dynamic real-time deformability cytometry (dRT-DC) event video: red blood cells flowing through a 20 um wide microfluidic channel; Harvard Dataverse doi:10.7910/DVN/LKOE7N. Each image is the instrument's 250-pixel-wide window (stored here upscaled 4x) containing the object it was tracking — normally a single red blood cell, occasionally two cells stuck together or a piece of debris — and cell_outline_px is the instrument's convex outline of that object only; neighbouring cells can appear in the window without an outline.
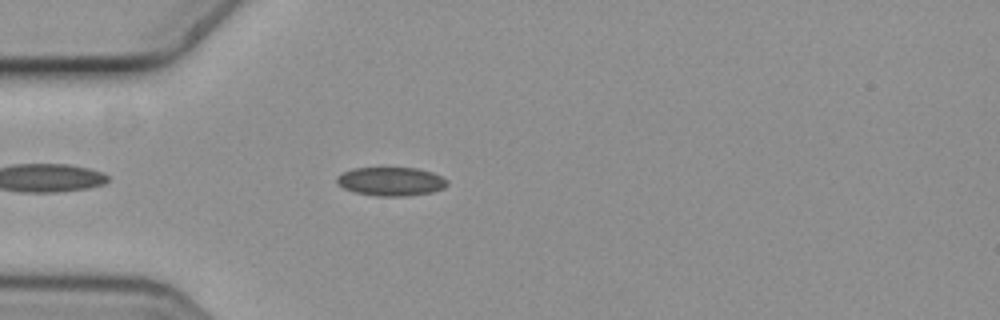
{"species": "common noctule bat (a hibernating species)", "species_latin": "Nyctalus noctula", "temperature_condition": "cold", "stored_images_in_passage": 4, "camera_frame_rate_fps": 3000, "um_per_image_px": 0.085, "animal": {"sex": "female", "body_mass_g": 19.3, "forearm_length_mm": 54.1}, "frame": {"image": 1, "passage_image": 4, "time_ms": 1.0, "image_size_px": [1000, 320], "cell_outline_px": [[448, 184], [444, 188], [432, 192], [408, 196], [376, 196], [356, 192], [344, 188], [336, 184], [336, 176], [352, 168], [416, 168], [432, 172], [448, 180]], "centroid_in_image_um": [33.23, 15.42], "position_along_channel_um": 51.8, "area_um2": 18.5}}